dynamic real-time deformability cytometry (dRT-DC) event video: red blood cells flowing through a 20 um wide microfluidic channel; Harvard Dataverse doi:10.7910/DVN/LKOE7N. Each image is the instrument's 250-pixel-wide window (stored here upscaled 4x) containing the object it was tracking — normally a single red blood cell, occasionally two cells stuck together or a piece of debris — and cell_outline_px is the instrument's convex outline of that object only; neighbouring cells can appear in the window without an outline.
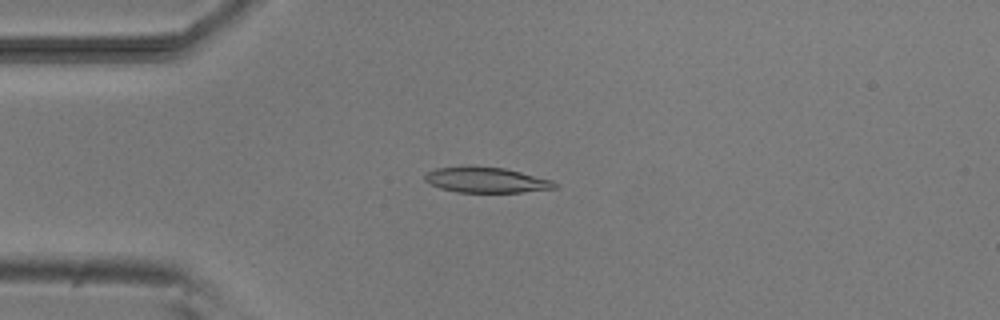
{"species": "common noctule bat (a hibernating species)", "species_latin": "Nyctalus noctula", "temperature_condition": "room temperature", "stored_images_in_passage": 5, "camera_frame_rate_fps": 3000, "um_per_image_px": 0.085, "animal": {"sex": "male", "body_mass_g": 20.5, "forearm_length_mm": 52.5}, "frame": {"image": 1, "passage_image": 3, "time_ms": 2.333, "image_size_px": [1000, 320], "cell_outline_px": [[560, 184], [556, 188], [524, 192], [456, 192], [440, 188], [428, 184], [424, 180], [424, 176], [428, 172], [436, 168], [504, 168], [552, 180]], "centroid_in_image_um": [41.36, 15.34], "position_along_channel_um": 43.6, "area_um2": 18.73}}
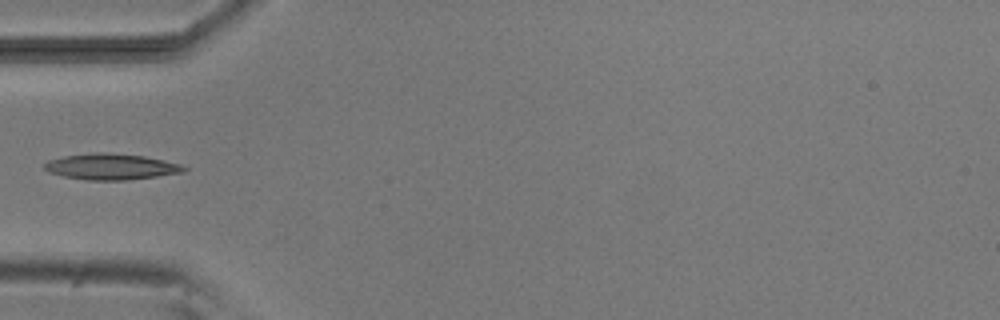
{"frame": {"image": 2, "passage_image": 4, "time_ms": 3.667, "image_size_px": [1000, 320], "cell_outline_px": [[188, 168], [184, 172], [128, 180], [88, 180], [64, 176], [48, 172], [44, 168], [44, 164], [48, 160], [64, 156], [100, 152], [144, 156], [184, 164]], "centroid_in_image_um": [9.48, 14.17], "position_along_channel_um": 75.5, "area_um2": 21.04}}
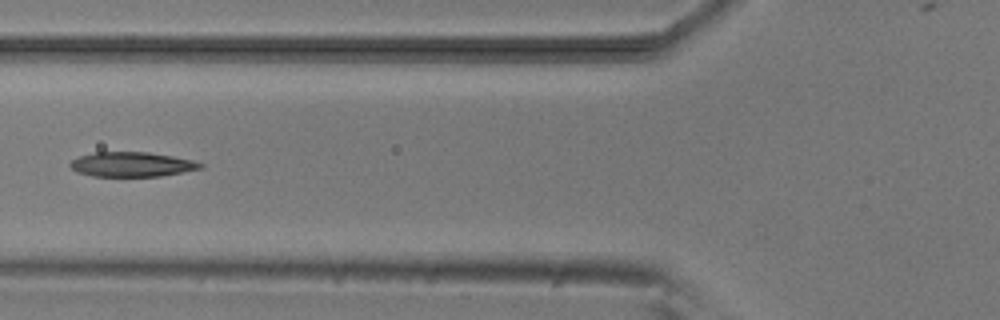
{"frame": {"image": 3, "passage_image": 5, "time_ms": 4.667, "image_size_px": [1000, 320], "cell_outline_px": [[204, 168], [160, 176], [92, 176], [76, 172], [68, 164], [72, 160], [80, 156], [96, 152], [148, 152], [172, 156], [192, 160], [204, 164]], "centroid_in_image_um": [11.2, 13.97], "position_along_channel_um": 114.6, "area_um2": 18.67}}